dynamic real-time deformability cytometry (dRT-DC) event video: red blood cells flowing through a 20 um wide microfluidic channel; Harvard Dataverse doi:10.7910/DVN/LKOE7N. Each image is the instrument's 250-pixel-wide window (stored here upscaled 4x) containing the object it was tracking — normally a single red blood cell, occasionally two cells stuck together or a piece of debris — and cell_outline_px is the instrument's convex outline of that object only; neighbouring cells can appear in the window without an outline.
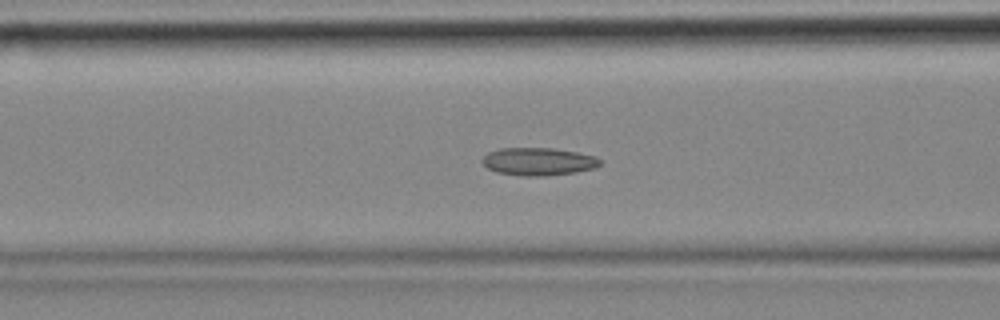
{"species": "common noctule bat (a hibernating species)", "species_latin": "Nyctalus noctula", "temperature_condition": "cold", "stored_images_in_passage": 57, "camera_frame_rate_fps": 3000, "um_per_image_px": 0.085, "animal": {"sex": "female", "body_mass_g": 18.4}, "frame": {"image": 1, "passage_image": 22, "time_ms": 7.0, "image_size_px": [1000, 320], "cell_outline_px": [[600, 164], [596, 168], [576, 172], [544, 176], [520, 176], [496, 172], [488, 168], [480, 160], [488, 152], [500, 148], [552, 148], [576, 152], [596, 156], [600, 160]], "centroid_in_image_um": [45.75, 13.73], "position_along_channel_um": 120.8, "area_um2": 19.13}}
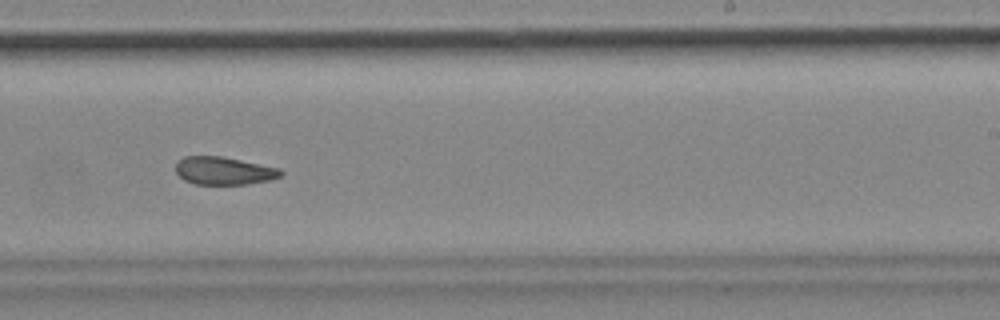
{"frame": {"image": 2, "passage_image": 35, "time_ms": 11.333, "image_size_px": [1000, 320], "cell_outline_px": [[284, 172], [280, 176], [268, 180], [244, 184], [196, 184], [184, 180], [176, 172], [176, 160], [184, 156], [224, 156], [280, 168]], "centroid_in_image_um": [19.01, 14.5], "position_along_channel_um": 270.0, "area_um2": 17.11}}
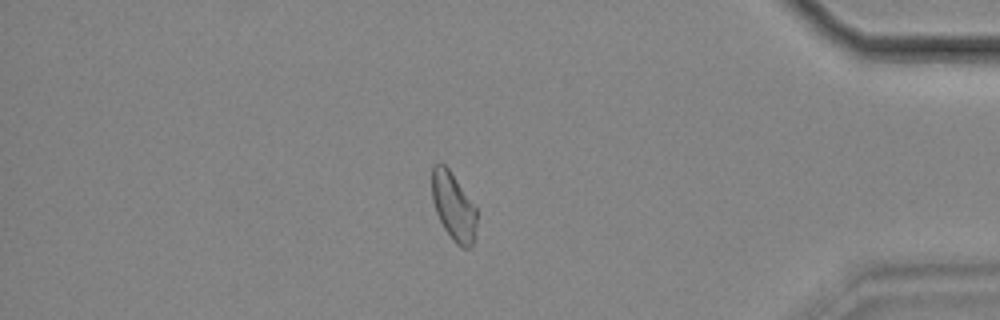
{"frame": {"image": 3, "passage_image": 49, "time_ms": 16.0, "image_size_px": [1000, 320], "cell_outline_px": [[476, 224], [472, 244], [468, 248], [460, 248], [452, 240], [444, 228], [436, 212], [432, 200], [432, 164], [440, 160], [448, 168], [476, 208]], "centroid_in_image_um": [38.51, 17.53], "position_along_channel_um": 396.7, "area_um2": 17.63}, "authors_computed_cell_mechanics": {"area_um2": 18.496, "velocity_mm_per_s": 3.4604, "shape_relaxation_time_tau1_ms": null, "shape_relaxation_time_tau2_ms": 4.2186, "deformation_change_tau1": null, "deformation_change_tau2": 0.1055}}